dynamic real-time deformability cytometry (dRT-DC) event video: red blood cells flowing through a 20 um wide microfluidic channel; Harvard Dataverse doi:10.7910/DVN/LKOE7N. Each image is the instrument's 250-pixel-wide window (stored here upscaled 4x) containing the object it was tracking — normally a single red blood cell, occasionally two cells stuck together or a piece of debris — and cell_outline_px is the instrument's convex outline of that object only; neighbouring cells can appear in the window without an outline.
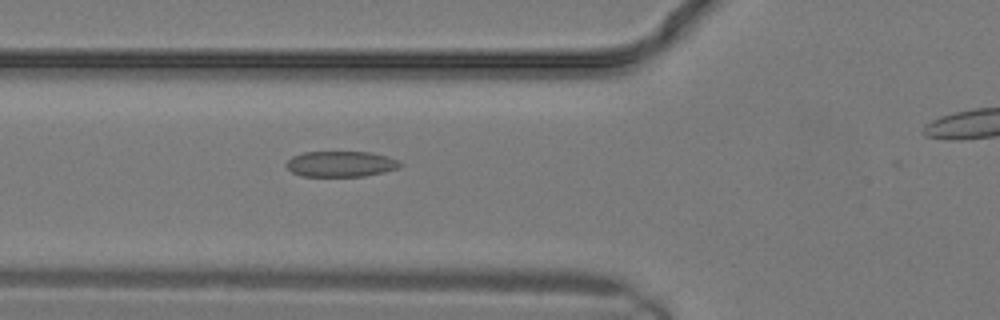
{"species": "common noctule bat (a hibernating species)", "species_latin": "Nyctalus noctula", "temperature_condition": "warm", "stored_images_in_passage": 7, "camera_frame_rate_fps": 3000, "um_per_image_px": 0.085, "animal": {"sex": "male", "body_mass_g": 19.2, "forearm_length_mm": 51.8}, "frame": {"image": 1, "passage_image": 6, "time_ms": 1.667, "image_size_px": [1000, 320], "cell_outline_px": [[400, 168], [384, 172], [364, 176], [300, 176], [292, 172], [284, 164], [292, 156], [304, 152], [372, 152], [388, 156], [400, 160]], "centroid_in_image_um": [28.98, 13.93], "position_along_channel_um": 96.8, "area_um2": 17.17}}